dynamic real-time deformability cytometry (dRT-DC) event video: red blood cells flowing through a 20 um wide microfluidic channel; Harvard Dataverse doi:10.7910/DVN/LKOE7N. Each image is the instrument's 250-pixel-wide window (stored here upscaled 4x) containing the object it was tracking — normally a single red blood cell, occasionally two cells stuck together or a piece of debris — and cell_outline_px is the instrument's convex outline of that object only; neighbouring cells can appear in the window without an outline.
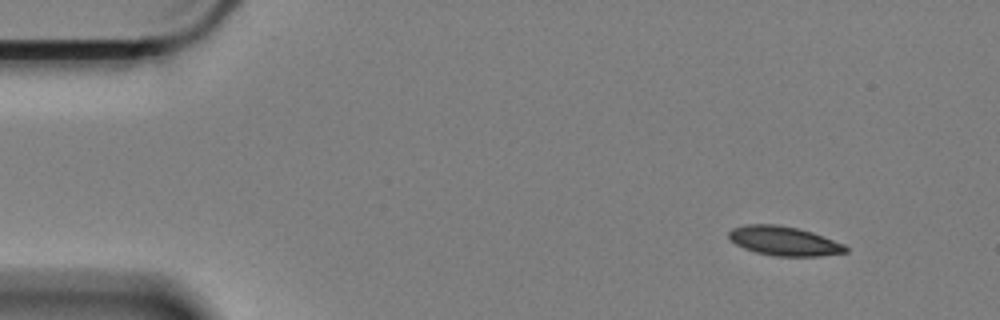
{"species": "Egyptian fruit bat (a non-hibernating species)", "species_latin": "Rousettus aegyptiacus", "temperature_condition": "cold", "stored_images_in_passage": 56, "segment_of_instrument_passage": [1, 2], "camera_frame_rate_fps": 3000, "um_per_image_px": 0.085, "animal": {"sex": "female"}, "frame": {"image": 1, "passage_image": 1, "time_ms": 0.0, "image_size_px": [1000, 320], "cell_outline_px": [[848, 252], [820, 256], [776, 256], [756, 252], [744, 248], [736, 244], [728, 236], [728, 232], [732, 228], [744, 224], [776, 224], [796, 228], [812, 232], [844, 244], [848, 248]], "centroid_in_image_um": [66.64, 20.48], "position_along_channel_um": 18.4, "area_um2": 19.83}}
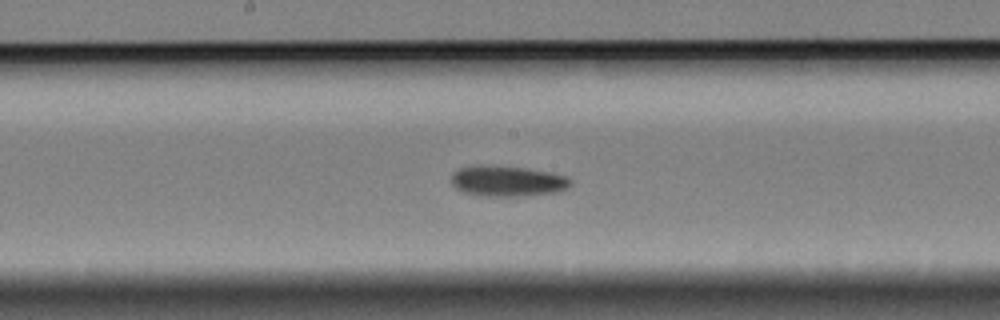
{"frame": {"image": 2, "passage_image": 26, "time_ms": 8.333, "image_size_px": [1000, 320], "cell_outline_px": [[572, 184], [568, 188], [556, 192], [524, 196], [480, 196], [464, 192], [456, 188], [452, 184], [452, 172], [460, 168], [476, 164], [480, 164], [524, 168], [548, 172], [564, 176], [572, 180]], "centroid_in_image_um": [43.1, 15.39], "position_along_channel_um": 205.1, "area_um2": 21.39}}
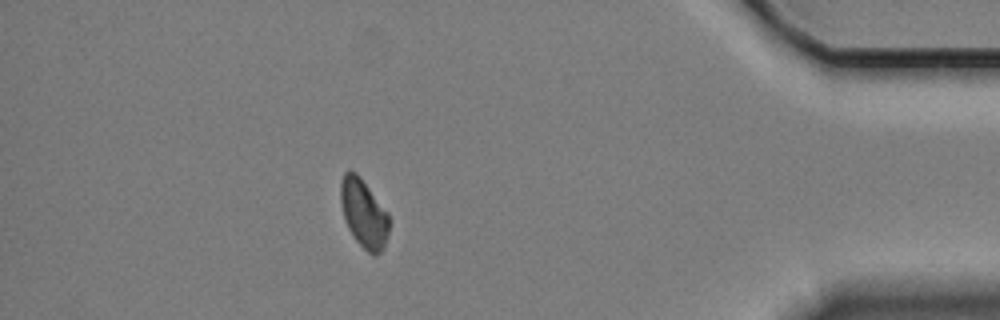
{"frame": {"image": 3, "passage_image": 48, "time_ms": 15.667, "image_size_px": [1000, 320], "cell_outline_px": [[388, 232], [384, 248], [376, 256], [372, 256], [356, 240], [348, 228], [344, 220], [340, 200], [340, 184], [344, 172], [356, 172], [360, 176], [388, 212]], "centroid_in_image_um": [30.91, 18.14], "position_along_channel_um": 404.3, "area_um2": 19.31}}